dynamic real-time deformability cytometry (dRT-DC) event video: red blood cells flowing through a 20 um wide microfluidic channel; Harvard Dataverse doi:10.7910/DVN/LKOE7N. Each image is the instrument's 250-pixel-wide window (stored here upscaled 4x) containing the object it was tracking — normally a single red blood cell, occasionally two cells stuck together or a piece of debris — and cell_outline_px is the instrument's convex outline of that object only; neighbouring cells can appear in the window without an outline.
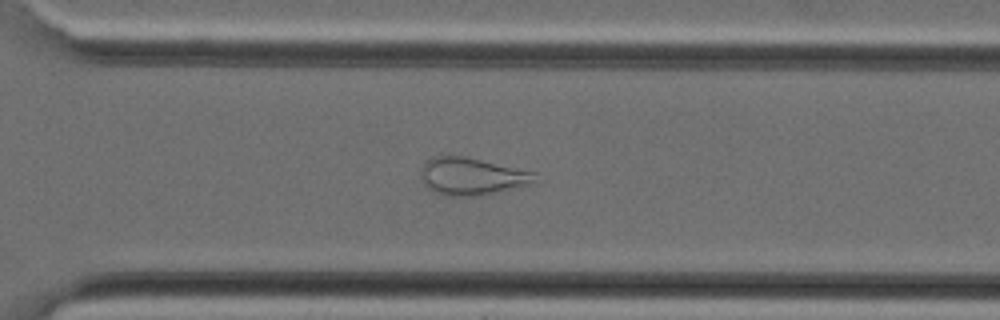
{"species": "Egyptian fruit bat (a non-hibernating species)", "species_latin": "Rousettus aegyptiacus", "temperature_condition": "cold", "stored_images_in_passage": 36, "camera_frame_rate_fps": 3000, "um_per_image_px": 0.085, "animal": {"sex": "female"}, "frame": {"image": 1, "passage_image": 25, "time_ms": 8.0, "image_size_px": [1000, 320], "cell_outline_px": [[536, 172], [532, 184], [472, 196], [440, 196], [432, 192], [424, 184], [420, 176], [420, 168], [424, 160], [432, 156], [464, 156]], "centroid_in_image_um": [39.99, 14.98], "position_along_channel_um": 330.6, "area_um2": 24.85}}
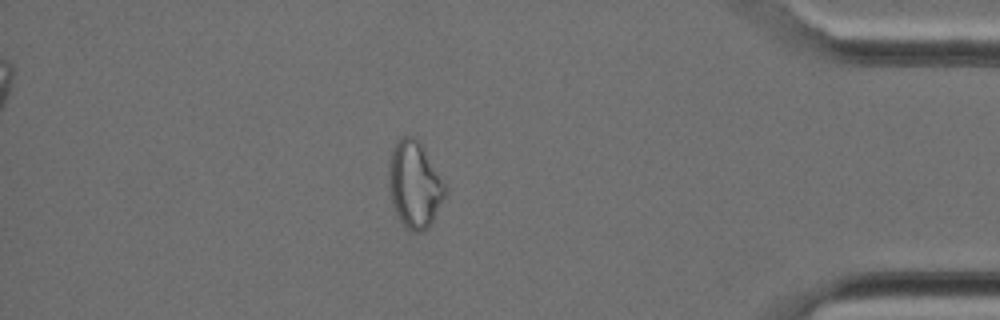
{"frame": {"image": 2, "passage_image": 31, "time_ms": 10.0, "image_size_px": [1000, 320], "cell_outline_px": [[448, 188], [428, 228], [420, 232], [412, 232], [396, 216], [392, 208], [388, 188], [388, 164], [392, 148], [396, 140], [400, 136], [412, 136], [420, 144]], "centroid_in_image_um": [35.18, 15.69], "position_along_channel_um": 400.0, "area_um2": 28.38}}
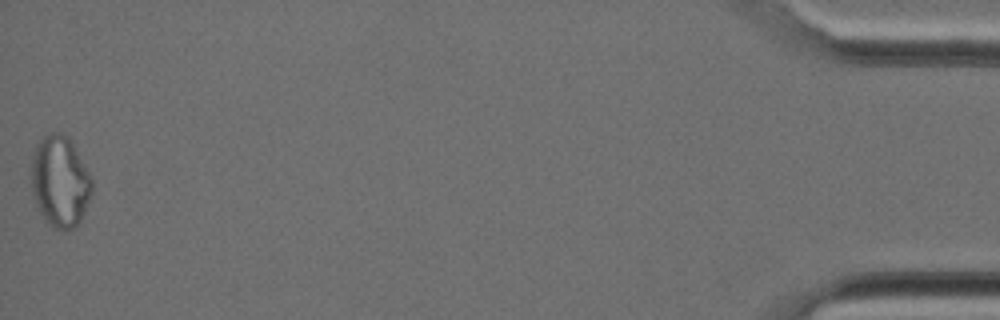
{"frame": {"image": 3, "passage_image": 36, "time_ms": 11.667, "image_size_px": [1000, 320], "cell_outline_px": [[92, 192], [80, 220], [72, 228], [52, 228], [40, 212], [36, 204], [32, 192], [32, 160], [36, 148], [40, 140], [44, 136], [52, 132], [56, 132], [68, 136], [92, 176]], "centroid_in_image_um": [5.11, 15.41], "position_along_channel_um": 430.1, "area_um2": 31.73}}